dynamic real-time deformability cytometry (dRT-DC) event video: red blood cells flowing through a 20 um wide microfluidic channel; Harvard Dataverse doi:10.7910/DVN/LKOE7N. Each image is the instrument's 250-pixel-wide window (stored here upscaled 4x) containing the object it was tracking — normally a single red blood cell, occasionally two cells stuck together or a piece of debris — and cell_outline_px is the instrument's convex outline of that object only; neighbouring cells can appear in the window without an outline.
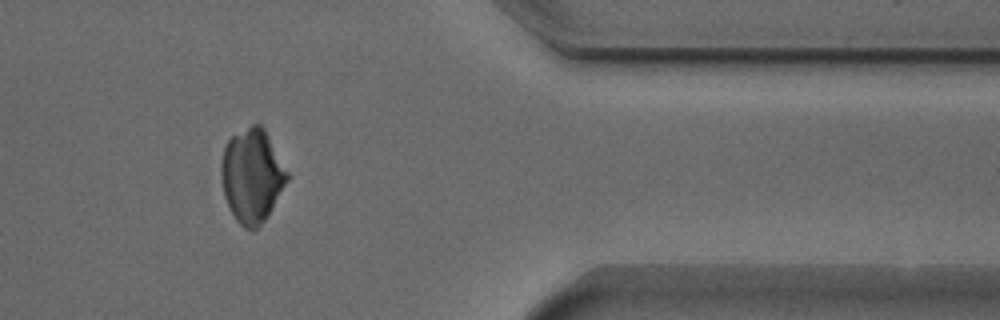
{"species": "Egyptian fruit bat (a non-hibernating species)", "species_latin": "Rousettus aegyptiacus", "temperature_condition": "cold", "stored_images_in_passage": 47, "camera_frame_rate_fps": 3000, "um_per_image_px": 0.085, "animal": {"sex": "male"}, "frame": {"image": 1, "passage_image": 43, "time_ms": 14.0, "image_size_px": [1000, 320], "cell_outline_px": [[288, 180], [268, 216], [256, 228], [244, 228], [236, 220], [224, 196], [220, 172], [220, 168], [224, 148], [228, 140], [232, 136], [252, 124], [260, 124], [264, 128], [288, 172]], "centroid_in_image_um": [21.41, 14.93], "position_along_channel_um": 390.0, "area_um2": 35.6}}